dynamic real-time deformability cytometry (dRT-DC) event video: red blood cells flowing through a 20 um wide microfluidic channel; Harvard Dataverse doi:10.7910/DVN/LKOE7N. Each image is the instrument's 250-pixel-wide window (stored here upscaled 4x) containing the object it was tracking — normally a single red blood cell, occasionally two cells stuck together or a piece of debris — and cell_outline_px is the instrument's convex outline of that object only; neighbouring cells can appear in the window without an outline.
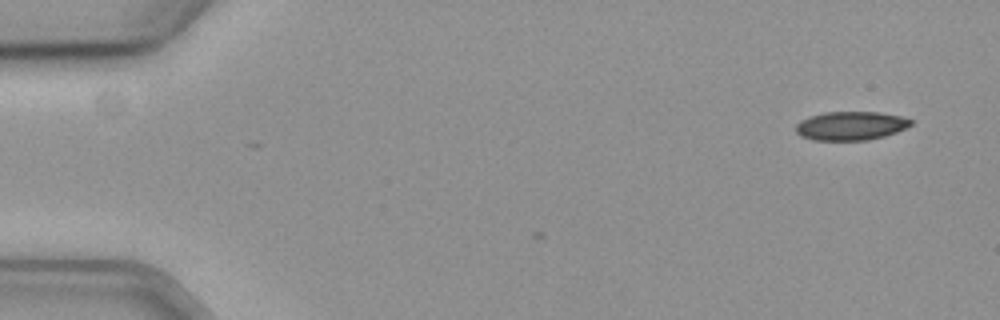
{"species": "common noctule bat (a hibernating species)", "species_latin": "Nyctalus noctula", "temperature_condition": "cold", "stored_images_in_passage": 6, "camera_frame_rate_fps": 3000, "um_per_image_px": 0.085, "animal": {"sex": "female", "body_mass_g": 19.3, "forearm_length_mm": 54.1}, "frame": {"image": 1, "passage_image": 1, "time_ms": 0.0, "image_size_px": [1000, 320], "cell_outline_px": [[912, 124], [896, 132], [884, 136], [868, 140], [812, 140], [800, 136], [796, 132], [796, 124], [800, 120], [824, 112], [876, 112], [900, 116], [912, 120]], "centroid_in_image_um": [72.28, 10.7], "position_along_channel_um": 12.7, "area_um2": 19.13}}